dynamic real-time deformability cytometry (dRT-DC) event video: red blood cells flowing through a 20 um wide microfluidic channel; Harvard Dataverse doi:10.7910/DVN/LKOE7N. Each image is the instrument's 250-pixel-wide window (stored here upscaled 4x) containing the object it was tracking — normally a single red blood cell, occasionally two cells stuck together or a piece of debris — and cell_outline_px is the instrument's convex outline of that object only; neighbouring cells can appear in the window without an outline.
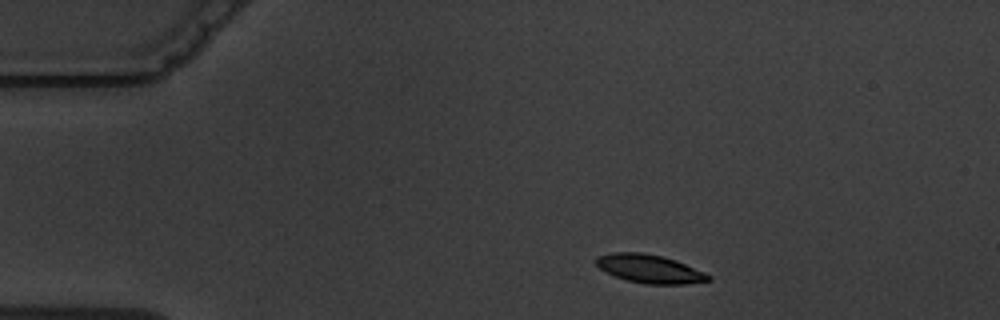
{"species": "common noctule bat (a hibernating species)", "species_latin": "Nyctalus noctula", "temperature_condition": "warm", "stored_images_in_passage": 3, "camera_frame_rate_fps": 3000, "um_per_image_px": 0.085, "animal": {"sex": "male", "body_mass_g": 19.5, "forearm_length_mm": 54.6}, "frame": {"image": 1, "passage_image": 1, "time_ms": 0.0, "image_size_px": [1000, 320], "cell_outline_px": [[712, 280], [684, 284], [644, 284], [628, 280], [604, 272], [592, 260], [596, 256], [612, 252], [640, 252], [660, 256], [676, 260], [704, 272], [712, 276]], "centroid_in_image_um": [55.18, 22.84], "position_along_channel_um": 29.8, "area_um2": 18.67}}